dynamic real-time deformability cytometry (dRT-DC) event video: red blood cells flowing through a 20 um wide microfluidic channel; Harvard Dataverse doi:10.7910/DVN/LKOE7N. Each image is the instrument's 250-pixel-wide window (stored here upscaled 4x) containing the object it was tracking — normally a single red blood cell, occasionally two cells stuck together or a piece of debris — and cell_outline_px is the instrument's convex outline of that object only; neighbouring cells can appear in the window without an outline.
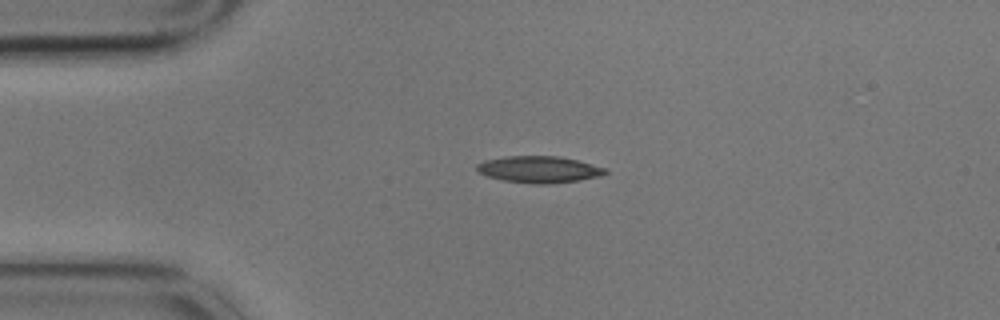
{"species": "common noctule bat (a hibernating species)", "species_latin": "Nyctalus noctula", "temperature_condition": "cold", "stored_images_in_passage": 4, "camera_frame_rate_fps": 3000, "um_per_image_px": 0.085, "animal": {"sex": "male", "body_mass_g": 17.9}, "frame": {"image": 1, "passage_image": 3, "time_ms": 0.667, "image_size_px": [1000, 320], "cell_outline_px": [[608, 172], [600, 176], [580, 180], [544, 184], [536, 184], [504, 180], [488, 176], [480, 172], [476, 168], [476, 164], [484, 160], [508, 156], [556, 156], [576, 160], [608, 168]], "centroid_in_image_um": [45.84, 14.39], "position_along_channel_um": 39.2, "area_um2": 19.77}}